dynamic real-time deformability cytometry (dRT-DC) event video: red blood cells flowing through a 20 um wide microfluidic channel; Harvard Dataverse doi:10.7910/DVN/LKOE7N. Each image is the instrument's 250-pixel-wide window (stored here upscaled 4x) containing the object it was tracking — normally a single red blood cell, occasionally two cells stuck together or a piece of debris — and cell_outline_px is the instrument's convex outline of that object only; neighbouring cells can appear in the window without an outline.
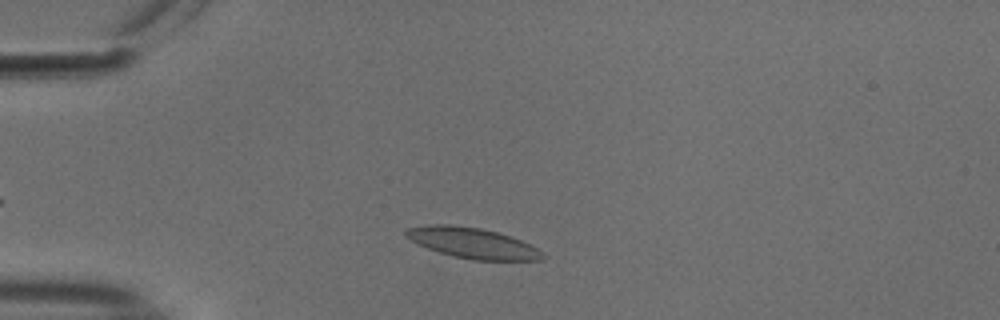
{"species": "common noctule bat (a hibernating species)", "species_latin": "Nyctalus noctula", "temperature_condition": "cold", "stored_images_in_passage": 38, "camera_frame_rate_fps": 3000, "um_per_image_px": 0.085, "animal": {"sex": "male", "body_mass_g": 18.8}, "frame": {"image": 1, "passage_image": 6, "time_ms": 1.667, "image_size_px": [1000, 320], "cell_outline_px": [[548, 256], [540, 260], [472, 260], [452, 256], [428, 248], [404, 236], [404, 232], [408, 228], [428, 224], [448, 224], [480, 228], [496, 232], [520, 240], [544, 252]], "centroid_in_image_um": [40.17, 20.66], "position_along_channel_um": 44.8, "area_um2": 24.16}}
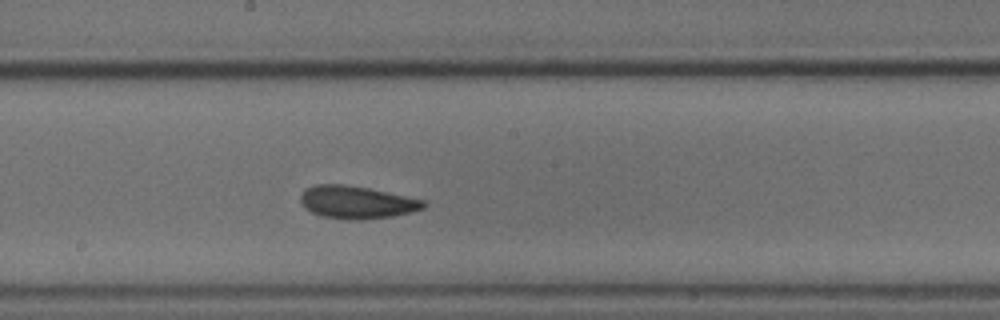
{"frame": {"image": 2, "passage_image": 22, "time_ms": 7.0, "image_size_px": [1000, 320], "cell_outline_px": [[428, 204], [424, 208], [412, 212], [392, 216], [360, 220], [356, 220], [324, 216], [312, 212], [304, 208], [300, 200], [300, 196], [304, 188], [316, 184], [344, 184], [368, 188], [424, 200]], "centroid_in_image_um": [30.31, 17.18], "position_along_channel_um": 217.9, "area_um2": 23.35}}
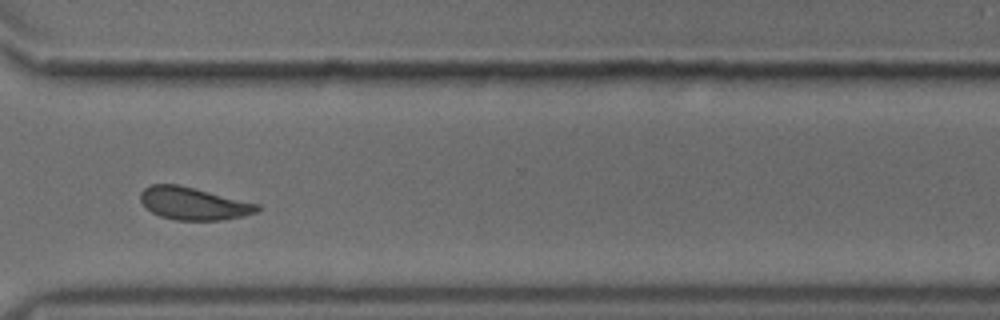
{"frame": {"image": 3, "passage_image": 33, "time_ms": 10.667, "image_size_px": [1000, 320], "cell_outline_px": [[260, 208], [256, 212], [244, 216], [224, 220], [176, 220], [160, 216], [144, 208], [140, 200], [140, 192], [144, 188], [152, 184], [176, 184], [260, 204]], "centroid_in_image_um": [16.42, 17.31], "position_along_channel_um": 354.2, "area_um2": 22.14}, "authors_computed_cell_mechanics": {"area_um2": 22.7154, "velocity_mm_per_s": 3.7123, "shape_relaxation_time_tau1_ms": 3.7109, "shape_relaxation_time_tau2_ms": 1.6046, "deformation_change_tau1": 0.1009, "deformation_change_tau2": 0.068}}